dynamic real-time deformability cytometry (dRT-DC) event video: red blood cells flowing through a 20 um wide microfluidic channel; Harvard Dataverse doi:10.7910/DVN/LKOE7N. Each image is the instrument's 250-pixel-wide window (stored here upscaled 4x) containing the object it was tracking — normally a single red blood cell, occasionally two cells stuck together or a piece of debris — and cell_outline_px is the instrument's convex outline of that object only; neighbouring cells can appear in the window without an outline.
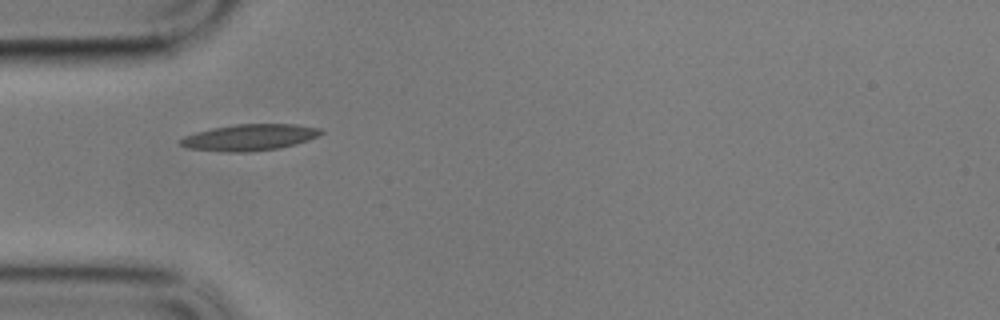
{"species": "common noctule bat (a hibernating species)", "species_latin": "Nyctalus noctula", "temperature_condition": "cold", "stored_images_in_passage": 42, "camera_frame_rate_fps": 3000, "um_per_image_px": 0.085, "animal": {"sex": "male", "body_mass_g": 17.9}, "frame": {"image": 1, "passage_image": 1, "time_ms": 0.0, "image_size_px": [1000, 320], "cell_outline_px": [[324, 132], [308, 140], [296, 144], [280, 148], [252, 152], [228, 152], [188, 148], [180, 144], [180, 140], [184, 136], [196, 132], [212, 128], [236, 124], [296, 124], [320, 128]], "centroid_in_image_um": [21.23, 11.68], "position_along_channel_um": 63.8, "area_um2": 21.56}}
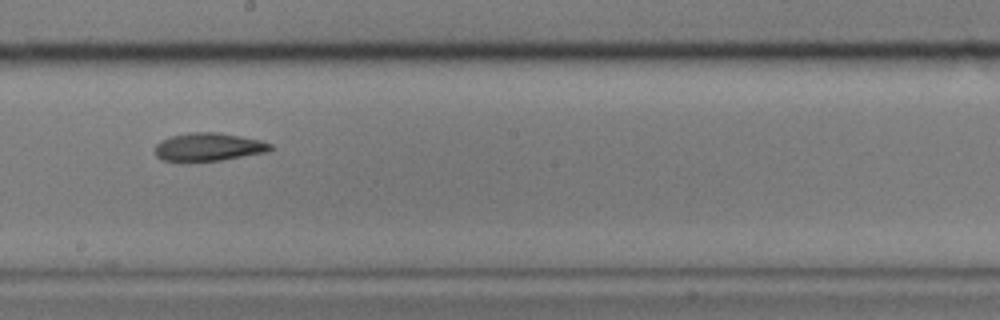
{"frame": {"image": 2, "passage_image": 16, "time_ms": 5.0, "image_size_px": [1000, 320], "cell_outline_px": [[272, 148], [268, 152], [220, 160], [160, 160], [156, 156], [156, 144], [160, 140], [172, 136], [188, 132], [216, 132], [240, 136], [260, 140], [272, 144]], "centroid_in_image_um": [17.74, 12.47], "position_along_channel_um": 230.5, "area_um2": 18.61}}
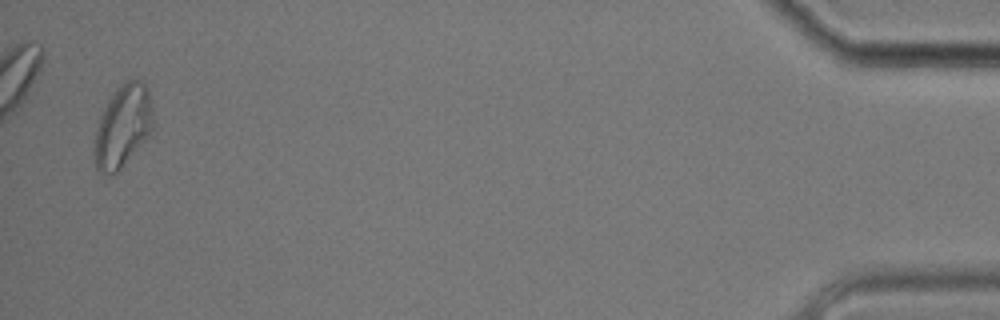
{"frame": {"image": 3, "passage_image": 41, "time_ms": 13.333, "image_size_px": [1000, 320], "cell_outline_px": [[152, 128], [148, 136], [120, 168], [112, 176], [96, 168], [92, 148], [100, 116], [108, 100], [116, 88], [120, 84], [132, 76], [140, 80], [148, 88], [152, 108]], "centroid_in_image_um": [10.42, 10.68], "position_along_channel_um": 424.8, "area_um2": 28.03}, "authors_computed_cell_mechanics": {"area_um2": 19.8832, "velocity_mm_per_s": 3.353, "shape_relaxation_time_tau1_ms": 6.5793, "shape_relaxation_time_tau2_ms": 8.9634, "deformation_change_tau1": 0.1495, "deformation_change_tau2": 0.1536}}